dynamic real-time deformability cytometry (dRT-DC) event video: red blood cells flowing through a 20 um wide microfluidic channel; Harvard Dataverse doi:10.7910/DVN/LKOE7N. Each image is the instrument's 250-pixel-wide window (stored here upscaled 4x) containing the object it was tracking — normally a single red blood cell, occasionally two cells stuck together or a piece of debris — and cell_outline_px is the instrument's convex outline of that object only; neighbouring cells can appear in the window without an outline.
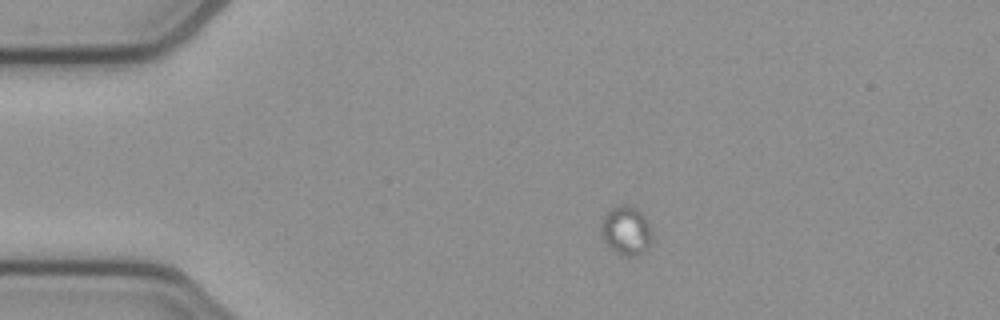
{"species": "common noctule bat (a hibernating species)", "species_latin": "Nyctalus noctula", "temperature_condition": "cold", "stored_images_in_passage": 35, "camera_frame_rate_fps": 3000, "um_per_image_px": 0.085, "animal": {"sex": "female", "body_mass_g": 21.9}, "frame": {"image": 1, "passage_image": 1, "time_ms": 0.0, "image_size_px": [1000, 320], "cell_outline_px": [[652, 240], [648, 252], [636, 256], [624, 256], [616, 252], [604, 240], [600, 232], [600, 224], [604, 216], [612, 208], [620, 204], [624, 204], [636, 208], [644, 216], [652, 232]], "centroid_in_image_um": [53.25, 19.63], "position_along_channel_um": 31.8, "area_um2": 14.68}}
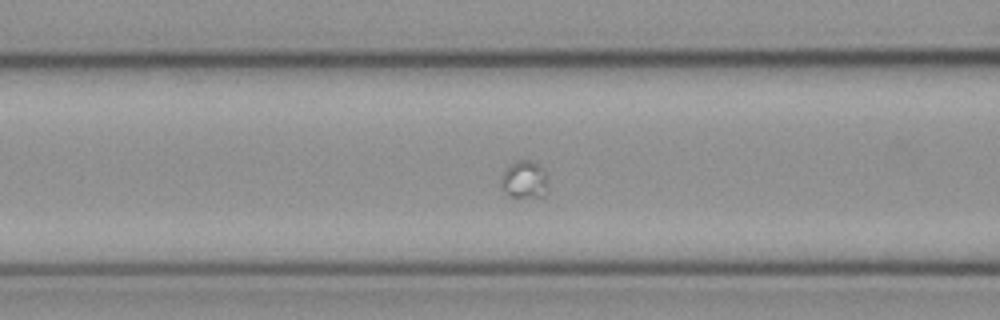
{"frame": {"image": 2, "passage_image": 15, "time_ms": 4.667, "image_size_px": [1000, 320], "cell_outline_px": [[548, 192], [544, 196], [512, 196], [500, 184], [500, 176], [516, 160], [532, 160], [544, 168], [548, 176]], "centroid_in_image_um": [44.65, 15.24], "position_along_channel_um": 122.0, "area_um2": 10.29}}
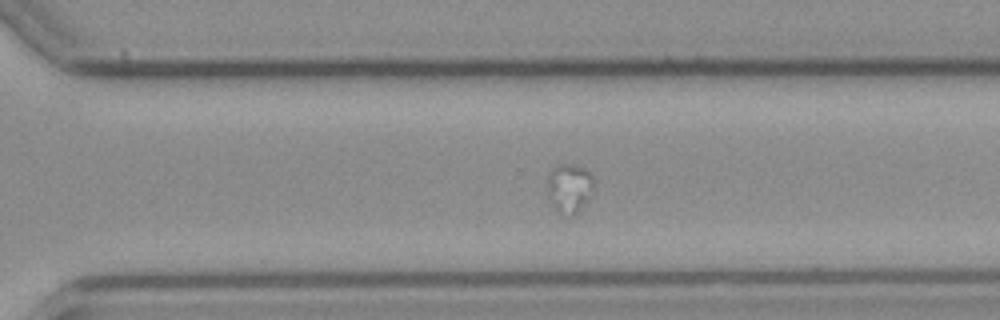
{"frame": {"image": 3, "passage_image": 34, "time_ms": 11.0, "image_size_px": [1000, 320], "cell_outline_px": [[596, 180], [592, 192], [580, 208], [572, 216], [560, 216], [552, 204], [548, 196], [548, 176], [552, 168], [556, 164], [572, 164], [584, 168], [592, 172]], "centroid_in_image_um": [48.41, 15.97], "position_along_channel_um": 322.2, "area_um2": 13.58}}